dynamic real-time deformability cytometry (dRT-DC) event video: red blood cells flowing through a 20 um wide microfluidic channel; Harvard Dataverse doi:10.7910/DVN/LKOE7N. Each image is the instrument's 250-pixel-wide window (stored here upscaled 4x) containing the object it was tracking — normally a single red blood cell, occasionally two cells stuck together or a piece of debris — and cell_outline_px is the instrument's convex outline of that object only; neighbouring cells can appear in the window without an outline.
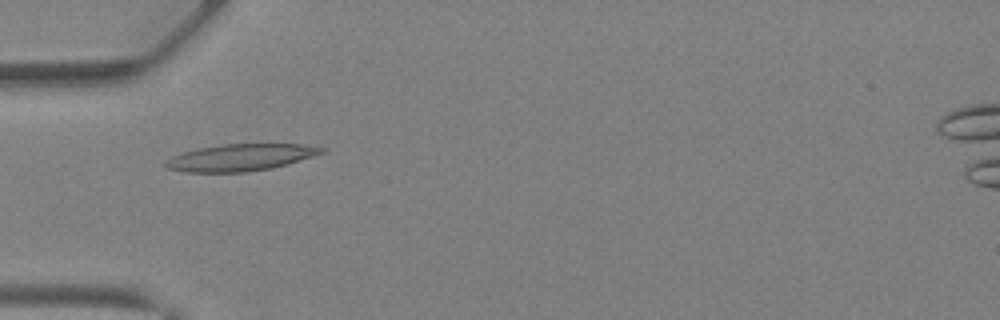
{"species": "Egyptian fruit bat (a non-hibernating species)", "species_latin": "Rousettus aegyptiacus", "temperature_condition": "warm", "stored_images_in_passage": 26, "camera_frame_rate_fps": 3000, "um_per_image_px": 0.085, "animal": {"sex": "female"}, "frame": {"image": 1, "passage_image": 4, "time_ms": 1.0, "image_size_px": [1000, 320], "cell_outline_px": [[324, 152], [288, 164], [272, 168], [244, 172], [184, 172], [164, 168], [160, 164], [164, 160], [172, 156], [184, 152], [200, 148], [224, 144], [300, 144], [324, 148]], "centroid_in_image_um": [20.35, 13.4], "position_along_channel_um": 64.7, "area_um2": 24.39}}
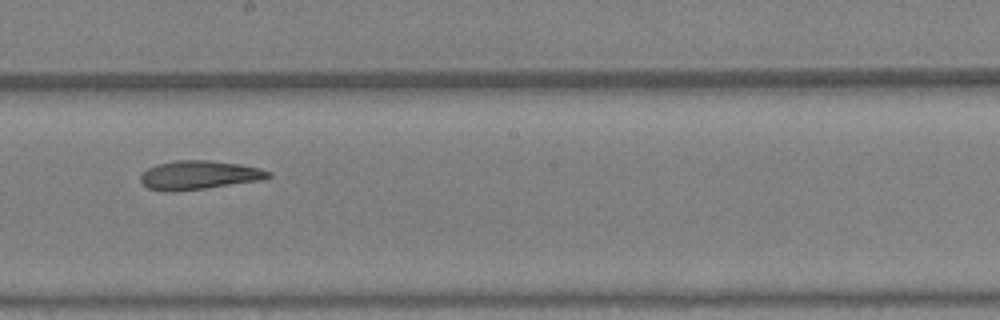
{"frame": {"image": 2, "passage_image": 14, "time_ms": 4.333, "image_size_px": [1000, 320], "cell_outline_px": [[272, 176], [260, 180], [204, 188], [168, 192], [148, 188], [140, 180], [140, 176], [148, 168], [156, 164], [176, 160], [208, 160], [240, 164], [260, 168], [272, 172]], "centroid_in_image_um": [16.92, 14.87], "position_along_channel_um": 231.3, "area_um2": 21.27}}
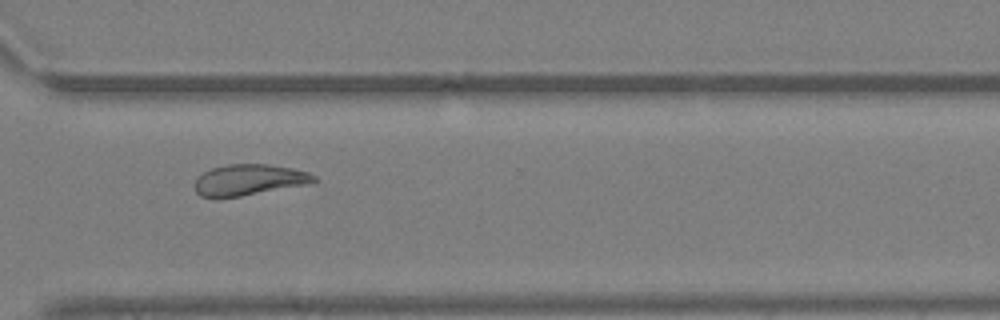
{"frame": {"image": 3, "passage_image": 21, "time_ms": 6.667, "image_size_px": [1000, 320], "cell_outline_px": [[316, 180], [308, 184], [240, 196], [200, 196], [196, 192], [192, 184], [196, 176], [212, 168], [228, 164], [268, 164], [292, 168], [308, 172], [316, 176]], "centroid_in_image_um": [21.13, 15.27], "position_along_channel_um": 349.5, "area_um2": 21.39}}